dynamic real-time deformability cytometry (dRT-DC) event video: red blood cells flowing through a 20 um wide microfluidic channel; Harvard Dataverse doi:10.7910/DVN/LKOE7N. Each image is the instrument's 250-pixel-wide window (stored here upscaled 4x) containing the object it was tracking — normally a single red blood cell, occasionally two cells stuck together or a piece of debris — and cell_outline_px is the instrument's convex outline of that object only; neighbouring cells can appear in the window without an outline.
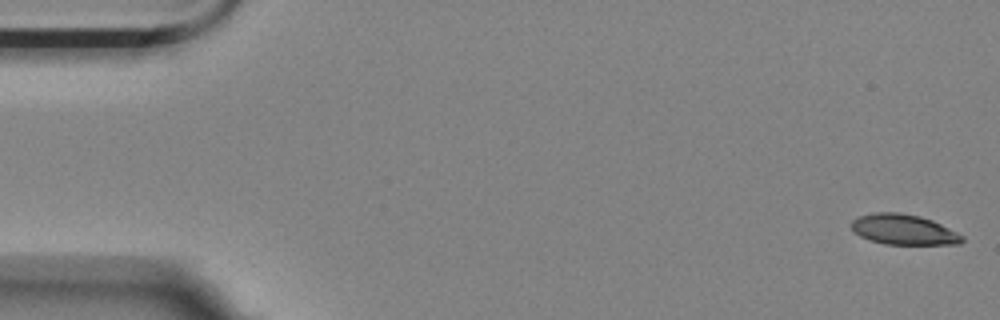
{"species": "Egyptian fruit bat (a non-hibernating species)", "species_latin": "Rousettus aegyptiacus", "temperature_condition": "room temperature", "stored_images_in_passage": 57, "camera_frame_rate_fps": 3000, "um_per_image_px": 0.085, "animal": {"sex": "female"}, "frame": {"image": 1, "passage_image": 1, "time_ms": 0.0, "image_size_px": [1000, 320], "cell_outline_px": [[964, 240], [960, 244], [884, 244], [860, 236], [848, 224], [852, 220], [860, 216], [876, 212], [900, 212], [920, 216], [932, 220], [964, 236]], "centroid_in_image_um": [76.8, 19.5], "position_along_channel_um": 8.2, "area_um2": 19.48}}
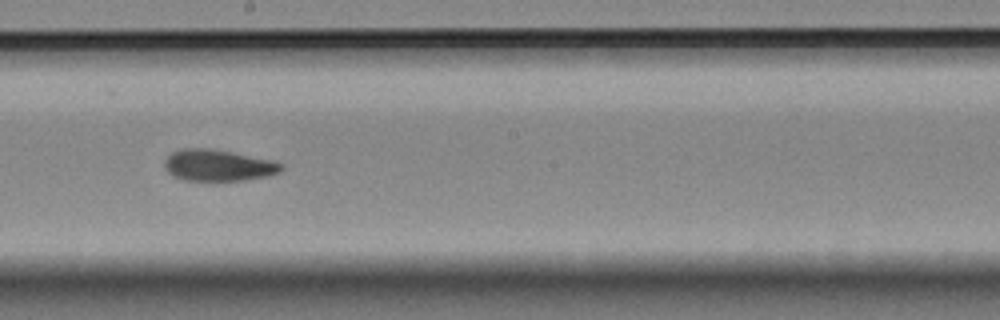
{"frame": {"image": 2, "passage_image": 31, "time_ms": 10.0, "image_size_px": [1000, 320], "cell_outline_px": [[284, 168], [280, 172], [268, 176], [244, 180], [184, 180], [168, 172], [164, 164], [164, 160], [172, 152], [180, 148], [208, 148], [232, 152], [276, 160], [284, 164]], "centroid_in_image_um": [18.6, 14.04], "position_along_channel_um": 229.6, "area_um2": 21.5}}
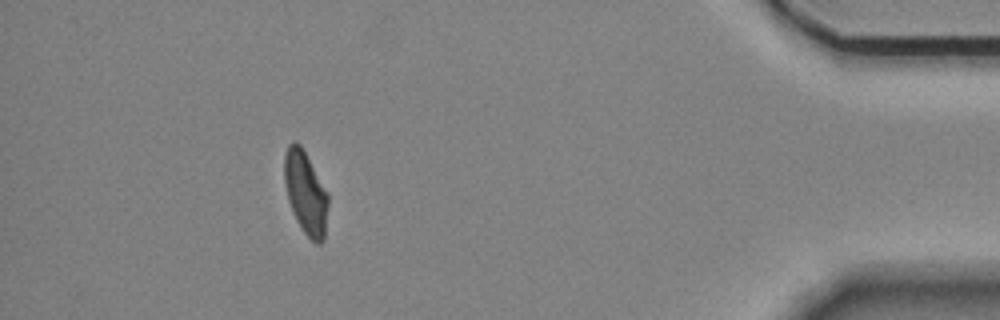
{"frame": {"image": 3, "passage_image": 51, "time_ms": 16.667, "image_size_px": [1000, 320], "cell_outline_px": [[328, 208], [324, 240], [320, 244], [316, 244], [304, 232], [288, 200], [284, 180], [284, 156], [288, 144], [292, 140], [296, 140], [300, 144], [328, 192]], "centroid_in_image_um": [25.99, 16.35], "position_along_channel_um": 409.2, "area_um2": 21.04}, "authors_computed_cell_mechanics": {"area_um2": 21.3282, "velocity_mm_per_s": 3.513, "shape_relaxation_time_tau1_ms": 5.1839, "shape_relaxation_time_tau2_ms": 3.2387, "deformation_change_tau1": 0.1568, "deformation_change_tau2": 0.0974}}